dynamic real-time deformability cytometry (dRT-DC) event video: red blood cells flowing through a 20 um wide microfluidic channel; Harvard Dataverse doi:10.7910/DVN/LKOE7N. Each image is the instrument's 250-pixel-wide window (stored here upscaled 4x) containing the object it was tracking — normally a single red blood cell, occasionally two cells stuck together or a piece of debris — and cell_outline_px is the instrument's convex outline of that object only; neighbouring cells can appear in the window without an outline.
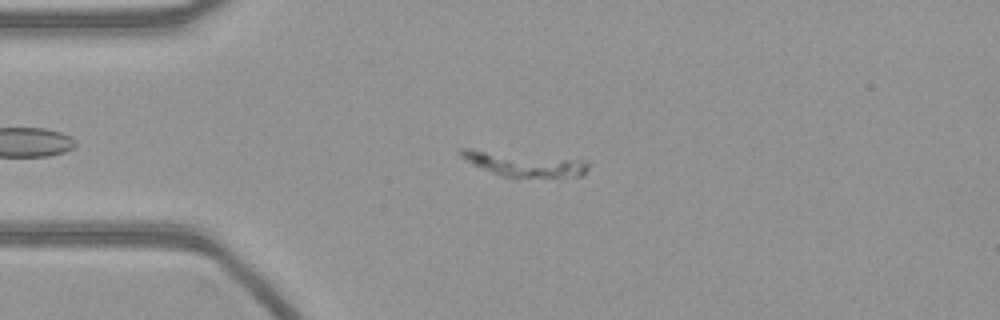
{"species": "common noctule bat (a hibernating species)", "species_latin": "Nyctalus noctula", "temperature_condition": "warm", "stored_images_in_passage": 47, "camera_frame_rate_fps": 3000, "um_per_image_px": 0.085, "animal": {"sex": "female", "body_mass_g": 21.9}, "frame": {"image": 1, "passage_image": 10, "time_ms": 3.0, "image_size_px": [1000, 320], "cell_outline_px": [[588, 168], [580, 176], [516, 180], [500, 176], [472, 164], [460, 156], [460, 148], [472, 148], [588, 160]], "centroid_in_image_um": [44.54, 13.97], "position_along_channel_um": 40.5, "area_um2": 19.19}}
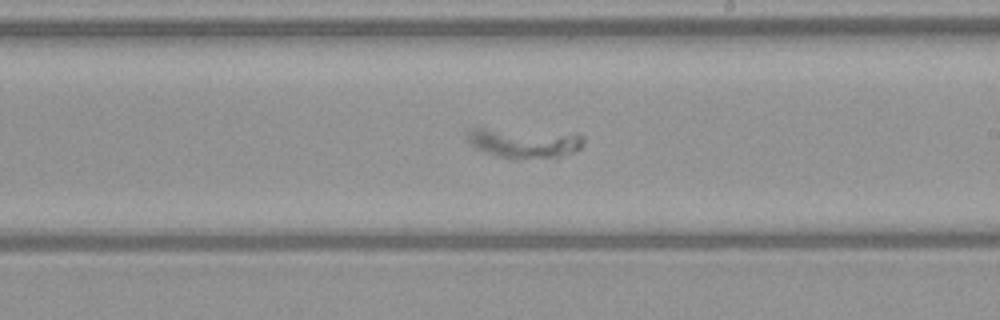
{"frame": {"image": 2, "passage_image": 29, "time_ms": 9.333, "image_size_px": [1000, 320], "cell_outline_px": [[584, 144], [580, 148], [556, 160], [500, 156], [484, 152], [476, 148], [464, 136], [468, 128], [484, 128], [576, 132], [584, 136]], "centroid_in_image_um": [44.64, 12.13], "position_along_channel_um": 244.4, "area_um2": 20.87}}
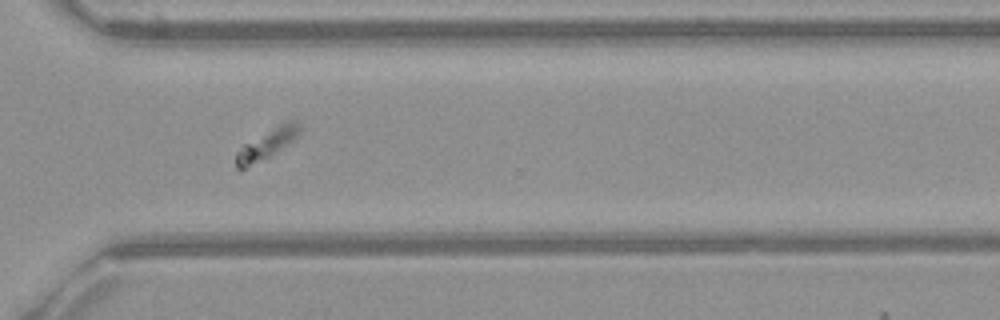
{"frame": {"image": 3, "passage_image": 38, "time_ms": 12.333, "image_size_px": [1000, 320], "cell_outline_px": [[300, 132], [292, 140], [268, 156], [244, 168], [236, 168], [236, 152], [244, 144], [284, 120], [292, 120], [300, 124]], "centroid_in_image_um": [22.69, 12.18], "position_along_channel_um": 347.9, "area_um2": 10.64}}